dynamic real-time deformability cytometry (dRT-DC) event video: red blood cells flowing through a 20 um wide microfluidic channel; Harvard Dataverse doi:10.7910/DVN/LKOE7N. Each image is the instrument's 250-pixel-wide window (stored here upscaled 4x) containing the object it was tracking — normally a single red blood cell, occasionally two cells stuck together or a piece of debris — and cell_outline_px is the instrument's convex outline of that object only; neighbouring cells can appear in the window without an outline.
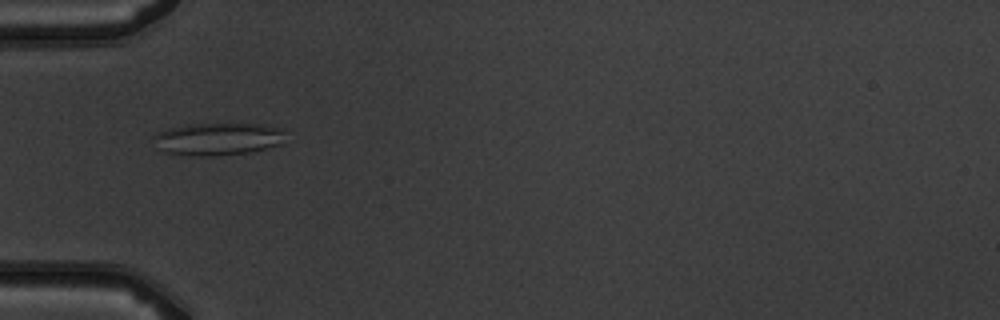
{"species": "common noctule bat (a hibernating species)", "species_latin": "Nyctalus noctula", "temperature_condition": "warm", "stored_images_in_passage": 1, "camera_frame_rate_fps": 3000, "um_per_image_px": 0.085, "animal": {"sex": "male", "body_mass_g": 19.5, "forearm_length_mm": 54.6}, "frame": {"image": 1, "passage_image": 1, "time_ms": 0.0, "image_size_px": [1000, 320], "cell_outline_px": [[284, 128], [280, 144], [268, 148], [252, 152], [216, 156], [200, 156], [168, 152], [156, 148], [152, 136], [168, 128], [192, 124], [260, 124]], "centroid_in_image_um": [18.52, 11.81], "position_along_channel_um": 66.5, "area_um2": 24.85}}